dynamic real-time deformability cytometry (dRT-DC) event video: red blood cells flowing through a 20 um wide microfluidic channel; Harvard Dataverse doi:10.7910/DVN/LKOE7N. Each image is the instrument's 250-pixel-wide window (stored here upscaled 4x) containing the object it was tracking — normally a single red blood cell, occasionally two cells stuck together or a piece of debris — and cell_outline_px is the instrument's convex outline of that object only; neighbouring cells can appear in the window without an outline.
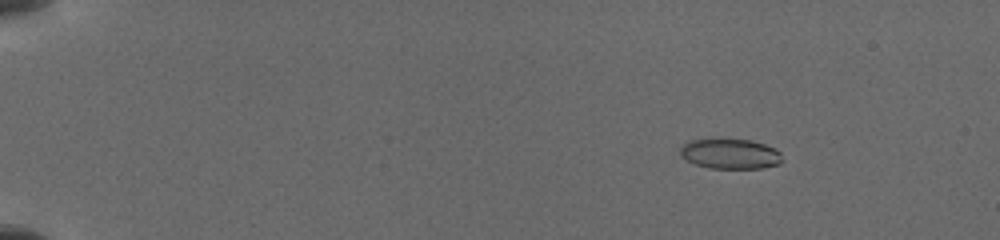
{"species": "common noctule bat (a hibernating species)", "species_latin": "Nyctalus noctula", "temperature_condition": "cold", "stored_images_in_passage": 15, "camera_frame_rate_fps": 3000, "um_per_image_px": 0.085, "animal": {"sex": "female", "body_mass_g": 19.5, "forearm_length_mm": 54.1}, "frame": {"image": 1, "passage_image": 5, "time_ms": 2.333, "image_size_px": [1000, 240], "cell_outline_px": [[784, 160], [780, 164], [760, 168], [708, 168], [696, 164], [680, 156], [680, 148], [688, 140], [752, 140], [776, 148], [780, 152]], "centroid_in_image_um": [62.11, 13.09], "position_along_channel_um": 22.9, "area_um2": 17.8}}
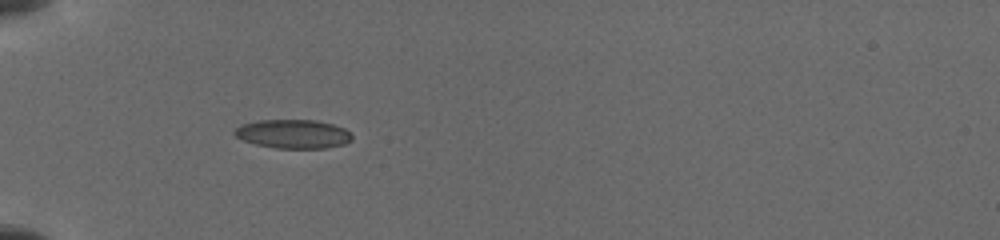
{"frame": {"image": 2, "passage_image": 12, "time_ms": 6.0, "image_size_px": [1000, 240], "cell_outline_px": [[352, 140], [344, 144], [324, 148], [276, 148], [256, 144], [244, 140], [236, 136], [232, 132], [240, 124], [260, 120], [316, 120], [332, 124], [344, 128], [352, 136]], "centroid_in_image_um": [24.9, 11.38], "position_along_channel_um": 60.1, "area_um2": 19.65}}
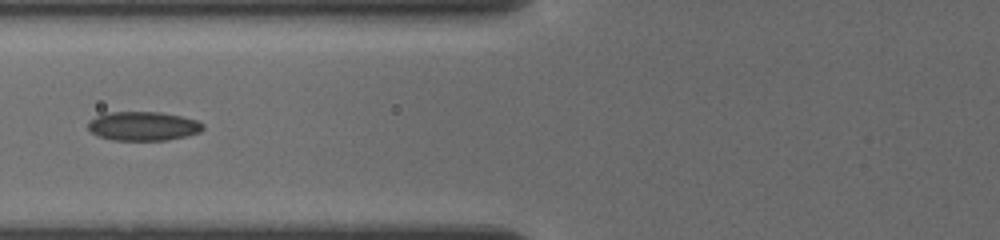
{"frame": {"image": 3, "passage_image": 14, "time_ms": 7.667, "image_size_px": [1000, 240], "cell_outline_px": [[204, 128], [200, 132], [168, 140], [112, 140], [96, 136], [88, 128], [88, 120], [96, 116], [112, 112], [160, 112], [180, 116], [196, 120], [204, 124]], "centroid_in_image_um": [12.15, 10.72], "position_along_channel_um": 113.7, "area_um2": 19.42}}